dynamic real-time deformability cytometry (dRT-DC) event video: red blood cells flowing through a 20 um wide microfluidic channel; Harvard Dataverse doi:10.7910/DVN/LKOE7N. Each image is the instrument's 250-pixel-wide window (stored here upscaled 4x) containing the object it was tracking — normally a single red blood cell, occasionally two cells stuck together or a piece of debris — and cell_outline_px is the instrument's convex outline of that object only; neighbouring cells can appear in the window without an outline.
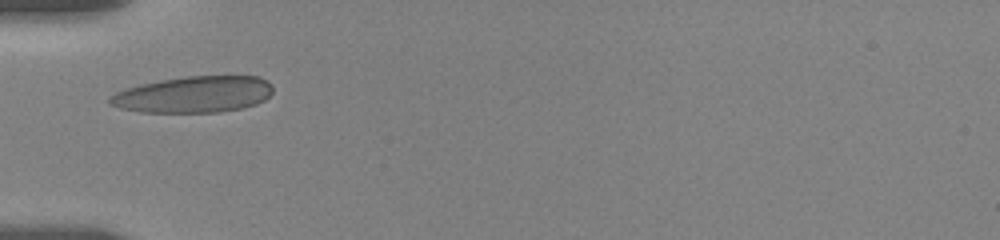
{"species": "human", "species_latin": "Homo sapiens", "temperature_condition": "room temperature", "stored_images_in_passage": 14, "camera_frame_rate_fps": 3000, "um_per_image_px": 0.085, "donor": {"sex": "female"}, "frame": {"image": 1, "passage_image": 1, "time_ms": 0.0, "image_size_px": [1000, 240], "cell_outline_px": [[272, 92], [264, 100], [256, 104], [244, 108], [220, 112], [140, 112], [120, 108], [108, 104], [108, 96], [116, 92], [140, 84], [160, 80], [188, 76], [260, 76], [268, 80], [272, 84]], "centroid_in_image_um": [16.47, 8.03], "position_along_channel_um": 68.5, "area_um2": 34.8}}
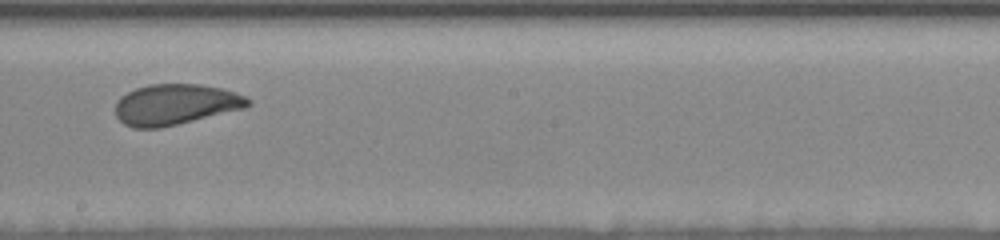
{"frame": {"image": 2, "passage_image": 5, "time_ms": 4.667, "image_size_px": [1000, 240], "cell_outline_px": [[252, 104], [244, 108], [160, 128], [132, 128], [124, 124], [116, 116], [116, 100], [120, 96], [136, 88], [148, 84], [200, 84], [220, 88], [236, 92], [252, 100]], "centroid_in_image_um": [14.89, 8.87], "position_along_channel_um": 233.3, "area_um2": 31.44}}
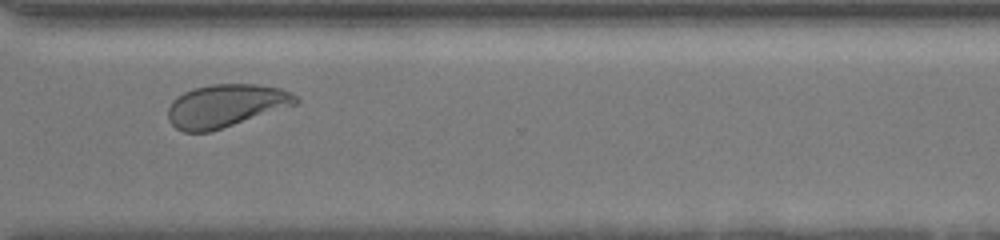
{"frame": {"image": 3, "passage_image": 8, "time_ms": 8.0, "image_size_px": [1000, 240], "cell_outline_px": [[300, 100], [296, 104], [212, 132], [184, 132], [176, 128], [168, 120], [168, 108], [172, 100], [184, 92], [196, 88], [212, 84], [256, 84], [280, 88], [292, 92], [300, 96]], "centroid_in_image_um": [19.2, 8.99], "position_along_channel_um": 351.4, "area_um2": 32.02}, "authors_computed_cell_mechanics": {"area_um2": 32.7148, "velocity_mm_per_s": 3.5509, "shape_relaxation_time_tau1_ms": 3.3985, "shape_relaxation_time_tau2_ms": 0.7722, "deformation_change_tau1": 0.0988, "deformation_change_tau2": 0.0362}}